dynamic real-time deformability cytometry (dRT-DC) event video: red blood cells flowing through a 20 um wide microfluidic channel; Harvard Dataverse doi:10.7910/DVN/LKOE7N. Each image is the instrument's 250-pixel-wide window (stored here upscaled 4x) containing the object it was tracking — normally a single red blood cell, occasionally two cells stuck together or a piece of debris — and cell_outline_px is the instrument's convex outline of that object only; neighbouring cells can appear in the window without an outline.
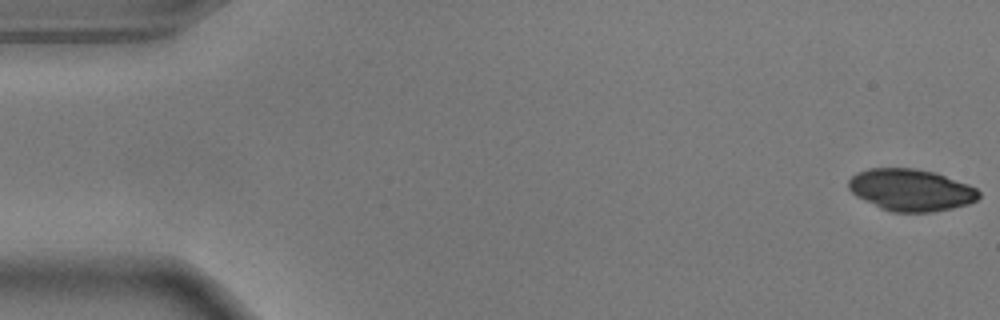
{"species": "common noctule bat (a hibernating species)", "species_latin": "Nyctalus noctula", "temperature_condition": "warm", "stored_images_in_passage": 55, "camera_frame_rate_fps": 3000, "um_per_image_px": 0.085, "animal": {"sex": "male", "body_mass_g": 17.9}, "frame": {"image": 1, "passage_image": 1, "time_ms": 0.0, "image_size_px": [1000, 320], "cell_outline_px": [[980, 196], [976, 200], [968, 204], [952, 208], [932, 212], [892, 212], [880, 208], [856, 196], [848, 188], [848, 180], [856, 172], [868, 168], [916, 168], [936, 172], [968, 184], [976, 188], [980, 192]], "centroid_in_image_um": [77.42, 16.14], "position_along_channel_um": 7.6, "area_um2": 32.02}}